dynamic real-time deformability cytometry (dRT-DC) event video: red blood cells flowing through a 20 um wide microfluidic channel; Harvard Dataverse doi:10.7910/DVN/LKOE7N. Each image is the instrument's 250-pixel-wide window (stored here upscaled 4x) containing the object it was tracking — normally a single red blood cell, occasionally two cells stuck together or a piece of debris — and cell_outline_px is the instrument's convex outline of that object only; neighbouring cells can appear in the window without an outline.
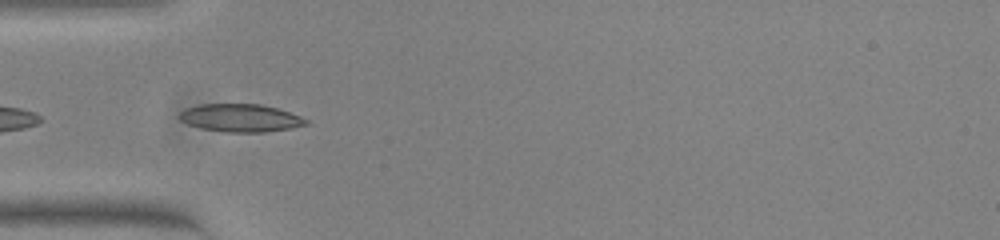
{"species": "common noctule bat (a hibernating species)", "species_latin": "Nyctalus noctula", "temperature_condition": "warm", "stored_images_in_passage": 18, "camera_frame_rate_fps": 3000, "um_per_image_px": 0.085, "animal": {"sex": "female", "body_mass_g": 23.0, "forearm_length_mm": 53.4}, "frame": {"image": 1, "passage_image": 16, "time_ms": 5.0, "image_size_px": [1000, 240], "cell_outline_px": [[308, 124], [288, 128], [264, 132], [224, 132], [200, 128], [188, 124], [180, 120], [180, 112], [184, 108], [200, 104], [260, 104], [276, 108], [300, 116], [308, 120]], "centroid_in_image_um": [20.4, 10.02], "position_along_channel_um": 64.6, "area_um2": 20.4}}